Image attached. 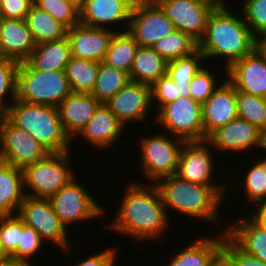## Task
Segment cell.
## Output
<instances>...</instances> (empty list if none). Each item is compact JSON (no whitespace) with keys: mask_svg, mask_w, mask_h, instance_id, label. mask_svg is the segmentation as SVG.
<instances>
[{"mask_svg":"<svg viewBox=\"0 0 266 266\" xmlns=\"http://www.w3.org/2000/svg\"><path fill=\"white\" fill-rule=\"evenodd\" d=\"M214 90L213 94L202 104V121L204 140L215 129L226 125L238 117L236 105L237 90L226 79Z\"/></svg>","mask_w":266,"mask_h":266,"instance_id":"18","label":"cell"},{"mask_svg":"<svg viewBox=\"0 0 266 266\" xmlns=\"http://www.w3.org/2000/svg\"><path fill=\"white\" fill-rule=\"evenodd\" d=\"M215 73L202 67L194 76L189 85V96L196 102L203 104L219 86ZM218 82V83H217Z\"/></svg>","mask_w":266,"mask_h":266,"instance_id":"42","label":"cell"},{"mask_svg":"<svg viewBox=\"0 0 266 266\" xmlns=\"http://www.w3.org/2000/svg\"><path fill=\"white\" fill-rule=\"evenodd\" d=\"M25 197L22 169L0 160V215H15Z\"/></svg>","mask_w":266,"mask_h":266,"instance_id":"27","label":"cell"},{"mask_svg":"<svg viewBox=\"0 0 266 266\" xmlns=\"http://www.w3.org/2000/svg\"><path fill=\"white\" fill-rule=\"evenodd\" d=\"M252 215L260 224H262L266 228V202L261 205L255 207Z\"/></svg>","mask_w":266,"mask_h":266,"instance_id":"48","label":"cell"},{"mask_svg":"<svg viewBox=\"0 0 266 266\" xmlns=\"http://www.w3.org/2000/svg\"><path fill=\"white\" fill-rule=\"evenodd\" d=\"M131 11L121 0H84L80 8V24L111 29L107 25L118 23L120 26L121 22L128 29Z\"/></svg>","mask_w":266,"mask_h":266,"instance_id":"20","label":"cell"},{"mask_svg":"<svg viewBox=\"0 0 266 266\" xmlns=\"http://www.w3.org/2000/svg\"><path fill=\"white\" fill-rule=\"evenodd\" d=\"M204 55L197 49L191 55L173 59L167 63L166 74L174 80L177 85H190L191 80L205 66L202 65Z\"/></svg>","mask_w":266,"mask_h":266,"instance_id":"35","label":"cell"},{"mask_svg":"<svg viewBox=\"0 0 266 266\" xmlns=\"http://www.w3.org/2000/svg\"><path fill=\"white\" fill-rule=\"evenodd\" d=\"M222 0H155L175 29L184 32L197 43L204 36L208 18Z\"/></svg>","mask_w":266,"mask_h":266,"instance_id":"12","label":"cell"},{"mask_svg":"<svg viewBox=\"0 0 266 266\" xmlns=\"http://www.w3.org/2000/svg\"><path fill=\"white\" fill-rule=\"evenodd\" d=\"M99 105L92 94L72 92L57 106L63 129L71 140L87 125Z\"/></svg>","mask_w":266,"mask_h":266,"instance_id":"23","label":"cell"},{"mask_svg":"<svg viewBox=\"0 0 266 266\" xmlns=\"http://www.w3.org/2000/svg\"><path fill=\"white\" fill-rule=\"evenodd\" d=\"M266 151V130L263 132V145L262 150Z\"/></svg>","mask_w":266,"mask_h":266,"instance_id":"55","label":"cell"},{"mask_svg":"<svg viewBox=\"0 0 266 266\" xmlns=\"http://www.w3.org/2000/svg\"><path fill=\"white\" fill-rule=\"evenodd\" d=\"M72 93L65 70L38 71L20 62L17 70L16 98L38 105L57 107Z\"/></svg>","mask_w":266,"mask_h":266,"instance_id":"5","label":"cell"},{"mask_svg":"<svg viewBox=\"0 0 266 266\" xmlns=\"http://www.w3.org/2000/svg\"><path fill=\"white\" fill-rule=\"evenodd\" d=\"M166 61L191 55L198 49V43L179 30L162 37L151 46Z\"/></svg>","mask_w":266,"mask_h":266,"instance_id":"33","label":"cell"},{"mask_svg":"<svg viewBox=\"0 0 266 266\" xmlns=\"http://www.w3.org/2000/svg\"><path fill=\"white\" fill-rule=\"evenodd\" d=\"M245 218L228 223L226 235L242 251L266 263V228L250 214Z\"/></svg>","mask_w":266,"mask_h":266,"instance_id":"24","label":"cell"},{"mask_svg":"<svg viewBox=\"0 0 266 266\" xmlns=\"http://www.w3.org/2000/svg\"><path fill=\"white\" fill-rule=\"evenodd\" d=\"M124 124L106 105H99L87 125L76 135L82 136L89 144L99 149H107L121 139L125 131ZM119 138V139H118Z\"/></svg>","mask_w":266,"mask_h":266,"instance_id":"22","label":"cell"},{"mask_svg":"<svg viewBox=\"0 0 266 266\" xmlns=\"http://www.w3.org/2000/svg\"><path fill=\"white\" fill-rule=\"evenodd\" d=\"M167 63L150 46H139L129 74L130 81L152 85L166 75Z\"/></svg>","mask_w":266,"mask_h":266,"instance_id":"28","label":"cell"},{"mask_svg":"<svg viewBox=\"0 0 266 266\" xmlns=\"http://www.w3.org/2000/svg\"><path fill=\"white\" fill-rule=\"evenodd\" d=\"M124 194L109 230L129 235L138 243L148 239L160 241L170 221L156 185H141L136 180L127 185Z\"/></svg>","mask_w":266,"mask_h":266,"instance_id":"1","label":"cell"},{"mask_svg":"<svg viewBox=\"0 0 266 266\" xmlns=\"http://www.w3.org/2000/svg\"><path fill=\"white\" fill-rule=\"evenodd\" d=\"M123 30L113 35L103 62L130 74L139 45L128 31H126L125 27Z\"/></svg>","mask_w":266,"mask_h":266,"instance_id":"32","label":"cell"},{"mask_svg":"<svg viewBox=\"0 0 266 266\" xmlns=\"http://www.w3.org/2000/svg\"><path fill=\"white\" fill-rule=\"evenodd\" d=\"M71 56L68 38L35 45L31 55L24 61L38 71H62Z\"/></svg>","mask_w":266,"mask_h":266,"instance_id":"26","label":"cell"},{"mask_svg":"<svg viewBox=\"0 0 266 266\" xmlns=\"http://www.w3.org/2000/svg\"><path fill=\"white\" fill-rule=\"evenodd\" d=\"M252 166V167H251ZM250 166L243 184V191L250 203L253 205H261L266 202V174L263 171L261 164L256 161ZM255 203V204H254Z\"/></svg>","mask_w":266,"mask_h":266,"instance_id":"40","label":"cell"},{"mask_svg":"<svg viewBox=\"0 0 266 266\" xmlns=\"http://www.w3.org/2000/svg\"><path fill=\"white\" fill-rule=\"evenodd\" d=\"M238 117L260 131L266 130V98L237 91Z\"/></svg>","mask_w":266,"mask_h":266,"instance_id":"34","label":"cell"},{"mask_svg":"<svg viewBox=\"0 0 266 266\" xmlns=\"http://www.w3.org/2000/svg\"><path fill=\"white\" fill-rule=\"evenodd\" d=\"M174 30V23L156 2L132 10L126 29L139 46L150 47Z\"/></svg>","mask_w":266,"mask_h":266,"instance_id":"14","label":"cell"},{"mask_svg":"<svg viewBox=\"0 0 266 266\" xmlns=\"http://www.w3.org/2000/svg\"><path fill=\"white\" fill-rule=\"evenodd\" d=\"M33 4L68 29L80 23V8L68 0H33Z\"/></svg>","mask_w":266,"mask_h":266,"instance_id":"36","label":"cell"},{"mask_svg":"<svg viewBox=\"0 0 266 266\" xmlns=\"http://www.w3.org/2000/svg\"><path fill=\"white\" fill-rule=\"evenodd\" d=\"M25 21L35 45L67 37L68 28L34 4L31 5Z\"/></svg>","mask_w":266,"mask_h":266,"instance_id":"29","label":"cell"},{"mask_svg":"<svg viewBox=\"0 0 266 266\" xmlns=\"http://www.w3.org/2000/svg\"><path fill=\"white\" fill-rule=\"evenodd\" d=\"M117 249H107L99 252L95 255H91L89 258L82 259L76 264L71 266H115V260L117 259Z\"/></svg>","mask_w":266,"mask_h":266,"instance_id":"46","label":"cell"},{"mask_svg":"<svg viewBox=\"0 0 266 266\" xmlns=\"http://www.w3.org/2000/svg\"><path fill=\"white\" fill-rule=\"evenodd\" d=\"M225 3L222 0L211 12L204 36L198 42V50L205 61L214 57L217 59V56L226 58V72L234 62L252 53L259 46V40L251 32L241 12L239 17Z\"/></svg>","mask_w":266,"mask_h":266,"instance_id":"2","label":"cell"},{"mask_svg":"<svg viewBox=\"0 0 266 266\" xmlns=\"http://www.w3.org/2000/svg\"><path fill=\"white\" fill-rule=\"evenodd\" d=\"M257 161L261 164L263 171L266 174V158H265V156L262 159L260 158V160L258 159Z\"/></svg>","mask_w":266,"mask_h":266,"instance_id":"51","label":"cell"},{"mask_svg":"<svg viewBox=\"0 0 266 266\" xmlns=\"http://www.w3.org/2000/svg\"><path fill=\"white\" fill-rule=\"evenodd\" d=\"M106 106L124 126L130 121L143 122L153 109L151 85L129 81Z\"/></svg>","mask_w":266,"mask_h":266,"instance_id":"16","label":"cell"},{"mask_svg":"<svg viewBox=\"0 0 266 266\" xmlns=\"http://www.w3.org/2000/svg\"><path fill=\"white\" fill-rule=\"evenodd\" d=\"M130 81L123 70L100 62L96 83L91 93L100 105H106Z\"/></svg>","mask_w":266,"mask_h":266,"instance_id":"30","label":"cell"},{"mask_svg":"<svg viewBox=\"0 0 266 266\" xmlns=\"http://www.w3.org/2000/svg\"><path fill=\"white\" fill-rule=\"evenodd\" d=\"M21 238V219L15 215H0V239L4 254L10 257Z\"/></svg>","mask_w":266,"mask_h":266,"instance_id":"41","label":"cell"},{"mask_svg":"<svg viewBox=\"0 0 266 266\" xmlns=\"http://www.w3.org/2000/svg\"><path fill=\"white\" fill-rule=\"evenodd\" d=\"M44 242L34 228L21 220V238L17 250L10 257L30 260L43 248Z\"/></svg>","mask_w":266,"mask_h":266,"instance_id":"43","label":"cell"},{"mask_svg":"<svg viewBox=\"0 0 266 266\" xmlns=\"http://www.w3.org/2000/svg\"><path fill=\"white\" fill-rule=\"evenodd\" d=\"M30 260L17 259L13 257H5L1 262V266H34L30 264Z\"/></svg>","mask_w":266,"mask_h":266,"instance_id":"49","label":"cell"},{"mask_svg":"<svg viewBox=\"0 0 266 266\" xmlns=\"http://www.w3.org/2000/svg\"><path fill=\"white\" fill-rule=\"evenodd\" d=\"M116 32H122V29L117 31V29L95 28L80 23L69 28L67 38L71 56L102 62Z\"/></svg>","mask_w":266,"mask_h":266,"instance_id":"19","label":"cell"},{"mask_svg":"<svg viewBox=\"0 0 266 266\" xmlns=\"http://www.w3.org/2000/svg\"><path fill=\"white\" fill-rule=\"evenodd\" d=\"M71 151L49 153L38 162L22 169L24 190L27 196L49 199L76 177L71 166ZM28 192L31 190V192Z\"/></svg>","mask_w":266,"mask_h":266,"instance_id":"6","label":"cell"},{"mask_svg":"<svg viewBox=\"0 0 266 266\" xmlns=\"http://www.w3.org/2000/svg\"><path fill=\"white\" fill-rule=\"evenodd\" d=\"M152 105L159 111L164 105L178 97H189V85H177L167 74L151 85Z\"/></svg>","mask_w":266,"mask_h":266,"instance_id":"38","label":"cell"},{"mask_svg":"<svg viewBox=\"0 0 266 266\" xmlns=\"http://www.w3.org/2000/svg\"><path fill=\"white\" fill-rule=\"evenodd\" d=\"M222 233V234H221ZM215 234L216 237L202 236L198 240L181 248L180 252L171 257L166 266H209L216 255L222 250L224 243V231Z\"/></svg>","mask_w":266,"mask_h":266,"instance_id":"25","label":"cell"},{"mask_svg":"<svg viewBox=\"0 0 266 266\" xmlns=\"http://www.w3.org/2000/svg\"><path fill=\"white\" fill-rule=\"evenodd\" d=\"M34 47L25 20L0 18V57L24 62Z\"/></svg>","mask_w":266,"mask_h":266,"instance_id":"21","label":"cell"},{"mask_svg":"<svg viewBox=\"0 0 266 266\" xmlns=\"http://www.w3.org/2000/svg\"><path fill=\"white\" fill-rule=\"evenodd\" d=\"M240 10L253 35L259 41L263 39L266 36V0H243Z\"/></svg>","mask_w":266,"mask_h":266,"instance_id":"39","label":"cell"},{"mask_svg":"<svg viewBox=\"0 0 266 266\" xmlns=\"http://www.w3.org/2000/svg\"><path fill=\"white\" fill-rule=\"evenodd\" d=\"M160 193L162 203L167 208L175 209L181 215L197 220L217 223L220 204L227 186H204L180 179L177 175L166 176L154 183ZM222 202V203H221ZM219 211V212H218ZM218 217V218H217Z\"/></svg>","mask_w":266,"mask_h":266,"instance_id":"3","label":"cell"},{"mask_svg":"<svg viewBox=\"0 0 266 266\" xmlns=\"http://www.w3.org/2000/svg\"><path fill=\"white\" fill-rule=\"evenodd\" d=\"M33 0H0V18L25 20Z\"/></svg>","mask_w":266,"mask_h":266,"instance_id":"45","label":"cell"},{"mask_svg":"<svg viewBox=\"0 0 266 266\" xmlns=\"http://www.w3.org/2000/svg\"><path fill=\"white\" fill-rule=\"evenodd\" d=\"M259 46L263 49V51L266 53V36L259 41Z\"/></svg>","mask_w":266,"mask_h":266,"instance_id":"52","label":"cell"},{"mask_svg":"<svg viewBox=\"0 0 266 266\" xmlns=\"http://www.w3.org/2000/svg\"><path fill=\"white\" fill-rule=\"evenodd\" d=\"M4 116L15 126L32 135L49 153L72 151L57 107L29 104L15 99Z\"/></svg>","mask_w":266,"mask_h":266,"instance_id":"4","label":"cell"},{"mask_svg":"<svg viewBox=\"0 0 266 266\" xmlns=\"http://www.w3.org/2000/svg\"><path fill=\"white\" fill-rule=\"evenodd\" d=\"M209 146V147H208ZM206 140L185 141L182 147L176 175L187 182L204 186H226L213 184L215 156ZM214 160V161H213Z\"/></svg>","mask_w":266,"mask_h":266,"instance_id":"13","label":"cell"},{"mask_svg":"<svg viewBox=\"0 0 266 266\" xmlns=\"http://www.w3.org/2000/svg\"><path fill=\"white\" fill-rule=\"evenodd\" d=\"M18 66L15 60L0 57V115H4L10 107L5 98L11 95L12 101L16 99Z\"/></svg>","mask_w":266,"mask_h":266,"instance_id":"37","label":"cell"},{"mask_svg":"<svg viewBox=\"0 0 266 266\" xmlns=\"http://www.w3.org/2000/svg\"><path fill=\"white\" fill-rule=\"evenodd\" d=\"M16 213L26 225L34 228L45 242L52 241L51 243L63 249L64 256H70L72 247L70 248L68 230L55 214L50 199L26 195Z\"/></svg>","mask_w":266,"mask_h":266,"instance_id":"9","label":"cell"},{"mask_svg":"<svg viewBox=\"0 0 266 266\" xmlns=\"http://www.w3.org/2000/svg\"><path fill=\"white\" fill-rule=\"evenodd\" d=\"M155 125H160L172 136L184 141L204 140L202 104L189 97H178L164 105L155 115Z\"/></svg>","mask_w":266,"mask_h":266,"instance_id":"8","label":"cell"},{"mask_svg":"<svg viewBox=\"0 0 266 266\" xmlns=\"http://www.w3.org/2000/svg\"><path fill=\"white\" fill-rule=\"evenodd\" d=\"M100 63L94 60H86L70 56L65 73L69 80L72 92H93Z\"/></svg>","mask_w":266,"mask_h":266,"instance_id":"31","label":"cell"},{"mask_svg":"<svg viewBox=\"0 0 266 266\" xmlns=\"http://www.w3.org/2000/svg\"><path fill=\"white\" fill-rule=\"evenodd\" d=\"M167 133L143 136L140 139V164L145 177L152 183L166 176L176 175L184 140ZM174 137V138H173Z\"/></svg>","mask_w":266,"mask_h":266,"instance_id":"7","label":"cell"},{"mask_svg":"<svg viewBox=\"0 0 266 266\" xmlns=\"http://www.w3.org/2000/svg\"><path fill=\"white\" fill-rule=\"evenodd\" d=\"M222 250L231 258L234 266H266V263L255 256L242 251L224 231V243Z\"/></svg>","mask_w":266,"mask_h":266,"instance_id":"44","label":"cell"},{"mask_svg":"<svg viewBox=\"0 0 266 266\" xmlns=\"http://www.w3.org/2000/svg\"><path fill=\"white\" fill-rule=\"evenodd\" d=\"M78 179V177L72 179L49 198L55 214L66 228L72 223L104 217L105 208L94 200L95 198L87 192Z\"/></svg>","mask_w":266,"mask_h":266,"instance_id":"10","label":"cell"},{"mask_svg":"<svg viewBox=\"0 0 266 266\" xmlns=\"http://www.w3.org/2000/svg\"><path fill=\"white\" fill-rule=\"evenodd\" d=\"M209 266H234V263L231 258L223 250H221Z\"/></svg>","mask_w":266,"mask_h":266,"instance_id":"47","label":"cell"},{"mask_svg":"<svg viewBox=\"0 0 266 266\" xmlns=\"http://www.w3.org/2000/svg\"><path fill=\"white\" fill-rule=\"evenodd\" d=\"M0 160L23 169L38 162L49 152L32 135L0 115Z\"/></svg>","mask_w":266,"mask_h":266,"instance_id":"11","label":"cell"},{"mask_svg":"<svg viewBox=\"0 0 266 266\" xmlns=\"http://www.w3.org/2000/svg\"><path fill=\"white\" fill-rule=\"evenodd\" d=\"M72 3H74L75 5H77L79 8L82 7L83 3H84V0H68Z\"/></svg>","mask_w":266,"mask_h":266,"instance_id":"53","label":"cell"},{"mask_svg":"<svg viewBox=\"0 0 266 266\" xmlns=\"http://www.w3.org/2000/svg\"><path fill=\"white\" fill-rule=\"evenodd\" d=\"M225 74L237 91L266 98V53L260 46L234 62Z\"/></svg>","mask_w":266,"mask_h":266,"instance_id":"15","label":"cell"},{"mask_svg":"<svg viewBox=\"0 0 266 266\" xmlns=\"http://www.w3.org/2000/svg\"><path fill=\"white\" fill-rule=\"evenodd\" d=\"M131 10L146 6L155 2V0H121Z\"/></svg>","mask_w":266,"mask_h":266,"instance_id":"50","label":"cell"},{"mask_svg":"<svg viewBox=\"0 0 266 266\" xmlns=\"http://www.w3.org/2000/svg\"><path fill=\"white\" fill-rule=\"evenodd\" d=\"M5 257H7V256L4 254V251H3V248H2L1 239H0V262H1Z\"/></svg>","mask_w":266,"mask_h":266,"instance_id":"54","label":"cell"},{"mask_svg":"<svg viewBox=\"0 0 266 266\" xmlns=\"http://www.w3.org/2000/svg\"><path fill=\"white\" fill-rule=\"evenodd\" d=\"M206 141L220 151L246 152L253 147L262 149L263 132L242 118H235L212 131ZM246 150V151H245ZM228 151V152H227Z\"/></svg>","mask_w":266,"mask_h":266,"instance_id":"17","label":"cell"}]
</instances>
